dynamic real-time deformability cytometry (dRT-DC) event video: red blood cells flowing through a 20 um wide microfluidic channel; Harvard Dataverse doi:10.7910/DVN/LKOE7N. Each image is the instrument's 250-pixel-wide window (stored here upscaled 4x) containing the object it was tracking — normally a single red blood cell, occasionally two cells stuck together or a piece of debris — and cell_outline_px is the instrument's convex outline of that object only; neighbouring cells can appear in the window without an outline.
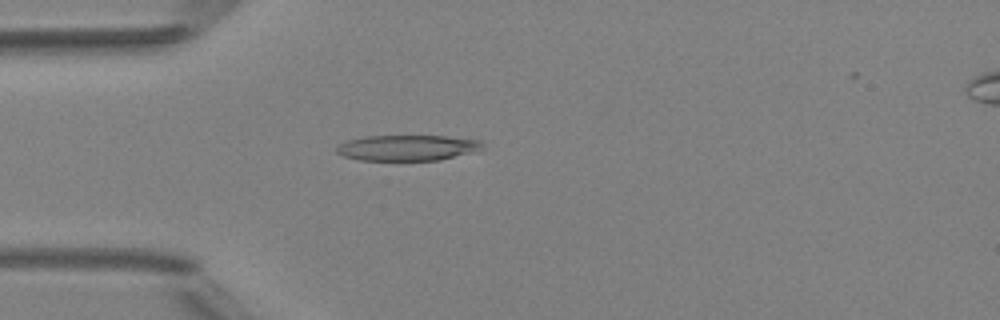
{"species": "Egyptian fruit bat (a non-hibernating species)", "species_latin": "Rousettus aegyptiacus", "temperature_condition": "room temperature", "stored_images_in_passage": 5, "camera_frame_rate_fps": 3000, "um_per_image_px": 0.085, "animal": {"sex": "female"}, "frame": {"image": 1, "passage_image": 4, "time_ms": 3.667, "image_size_px": [1000, 320], "cell_outline_px": [[484, 144], [472, 152], [440, 160], [360, 160], [344, 156], [336, 152], [336, 148], [340, 144], [348, 140], [364, 136], [448, 136], [480, 140]], "centroid_in_image_um": [34.6, 12.56], "position_along_channel_um": 50.4, "area_um2": 21.62}}